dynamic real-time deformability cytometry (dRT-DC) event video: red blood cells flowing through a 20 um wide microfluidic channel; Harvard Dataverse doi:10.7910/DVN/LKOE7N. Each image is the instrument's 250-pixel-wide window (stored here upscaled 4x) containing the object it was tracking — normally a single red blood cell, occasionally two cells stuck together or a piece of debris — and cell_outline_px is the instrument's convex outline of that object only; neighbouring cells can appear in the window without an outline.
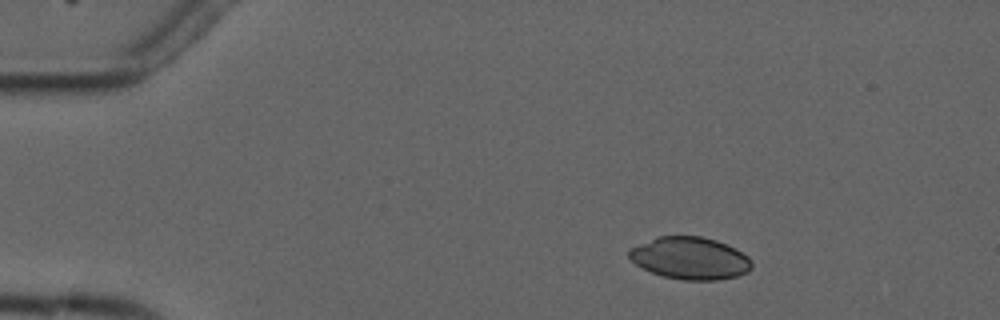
{"species": "common noctule bat (a hibernating species)", "species_latin": "Nyctalus noctula", "temperature_condition": "cold", "stored_images_in_passage": 4, "camera_frame_rate_fps": 3000, "um_per_image_px": 0.085, "animal": {"sex": "male", "forearm_length_mm": 52.5}, "frame": {"image": 1, "passage_image": 2, "time_ms": 1.0, "image_size_px": [1000, 320], "cell_outline_px": [[752, 268], [748, 272], [736, 276], [716, 280], [684, 280], [664, 276], [652, 272], [636, 264], [628, 256], [628, 248], [660, 236], [700, 236], [716, 240], [736, 248], [748, 256], [752, 260]], "centroid_in_image_um": [58.68, 21.94], "position_along_channel_um": 26.3, "area_um2": 30.17}}